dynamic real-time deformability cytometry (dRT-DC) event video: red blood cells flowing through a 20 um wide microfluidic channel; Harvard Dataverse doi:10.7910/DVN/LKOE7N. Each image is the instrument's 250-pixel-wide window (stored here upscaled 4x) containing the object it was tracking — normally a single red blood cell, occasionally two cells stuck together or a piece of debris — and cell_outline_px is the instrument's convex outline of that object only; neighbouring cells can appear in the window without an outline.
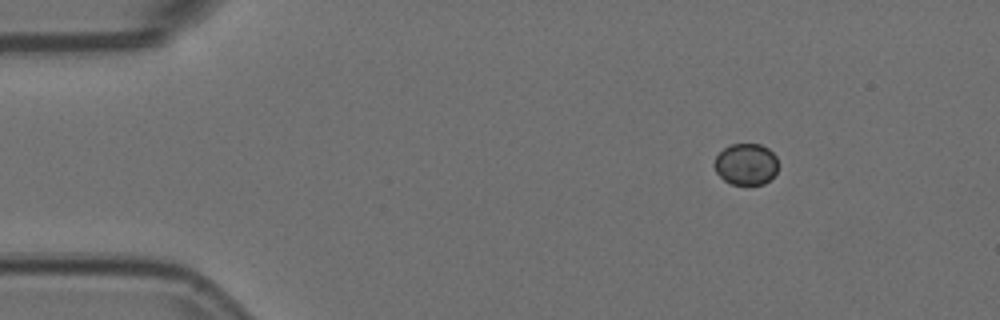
{"species": "Egyptian fruit bat (a non-hibernating species)", "species_latin": "Rousettus aegyptiacus", "temperature_condition": "room temperature", "stored_images_in_passage": 49, "camera_frame_rate_fps": 3000, "um_per_image_px": 0.085, "animal": {"sex": "female"}, "frame": {"image": 1, "passage_image": 1, "time_ms": 0.0, "image_size_px": [1000, 320], "cell_outline_px": [[776, 172], [764, 184], [732, 184], [724, 180], [716, 172], [712, 164], [716, 156], [724, 148], [732, 144], [760, 144], [768, 148], [776, 156]], "centroid_in_image_um": [63.38, 13.95], "position_along_channel_um": 21.6, "area_um2": 15.32}}
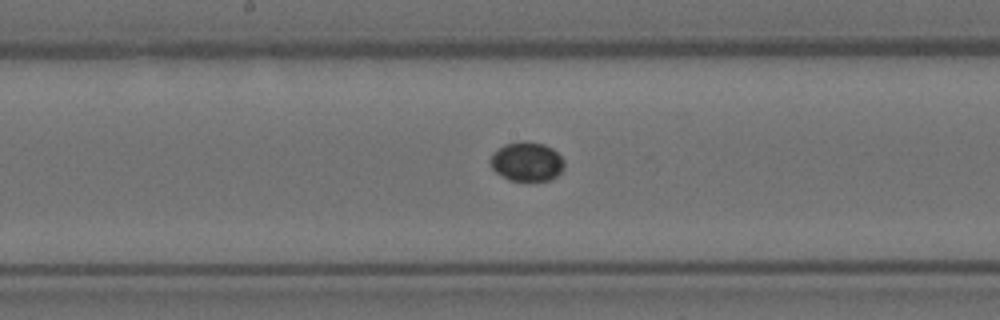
{"frame": {"image": 2, "passage_image": 22, "time_ms": 7.0, "image_size_px": [1000, 320], "cell_outline_px": [[564, 168], [552, 180], [508, 180], [496, 172], [492, 168], [488, 160], [492, 152], [504, 144], [524, 140], [544, 144], [552, 148], [564, 160]], "centroid_in_image_um": [44.75, 13.72], "position_along_channel_um": 203.5, "area_um2": 17.05}}
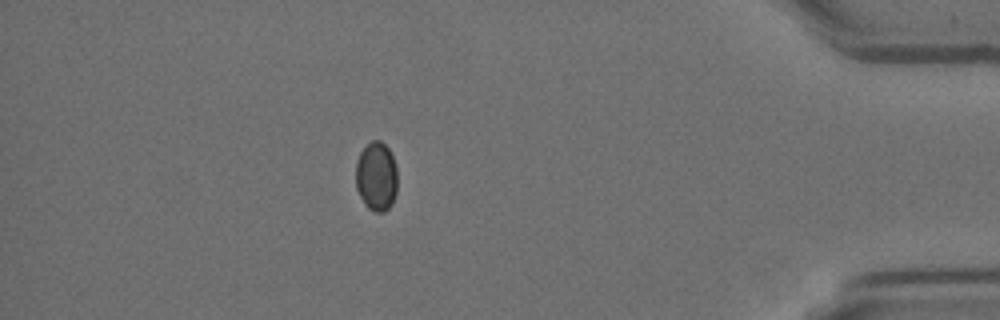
{"frame": {"image": 3, "passage_image": 42, "time_ms": 13.667, "image_size_px": [1000, 320], "cell_outline_px": [[396, 192], [392, 204], [384, 212], [376, 212], [368, 208], [364, 204], [356, 188], [356, 160], [360, 152], [372, 140], [380, 140], [388, 148], [392, 156], [396, 168]], "centroid_in_image_um": [31.98, 15.01], "position_along_channel_um": 403.2, "area_um2": 16.76}}